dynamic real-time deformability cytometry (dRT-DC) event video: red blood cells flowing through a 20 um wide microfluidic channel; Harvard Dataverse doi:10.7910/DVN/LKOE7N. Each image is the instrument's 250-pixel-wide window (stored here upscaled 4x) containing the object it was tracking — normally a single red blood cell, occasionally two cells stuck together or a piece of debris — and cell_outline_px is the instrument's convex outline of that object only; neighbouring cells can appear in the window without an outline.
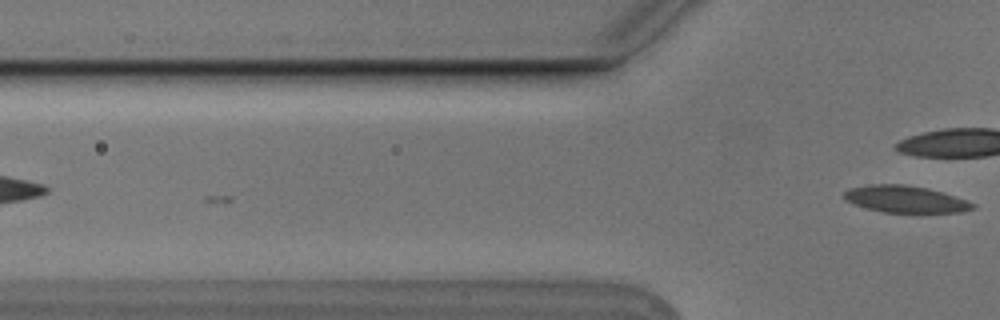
{"species": "Egyptian fruit bat (a non-hibernating species)", "species_latin": "Rousettus aegyptiacus", "temperature_condition": "cold", "stored_images_in_passage": 6, "camera_frame_rate_fps": 3000, "um_per_image_px": 0.085, "animal": {"sex": "male"}, "frame": {"image": 1, "passage_image": 6, "time_ms": 1.667, "image_size_px": [1000, 320], "cell_outline_px": [[976, 208], [964, 212], [920, 216], [912, 216], [884, 212], [868, 208], [844, 200], [844, 192], [848, 188], [868, 184], [904, 184], [928, 188], [956, 196], [968, 200], [976, 204]], "centroid_in_image_um": [77.07, 16.99], "position_along_channel_um": 48.7, "area_um2": 21.5}}